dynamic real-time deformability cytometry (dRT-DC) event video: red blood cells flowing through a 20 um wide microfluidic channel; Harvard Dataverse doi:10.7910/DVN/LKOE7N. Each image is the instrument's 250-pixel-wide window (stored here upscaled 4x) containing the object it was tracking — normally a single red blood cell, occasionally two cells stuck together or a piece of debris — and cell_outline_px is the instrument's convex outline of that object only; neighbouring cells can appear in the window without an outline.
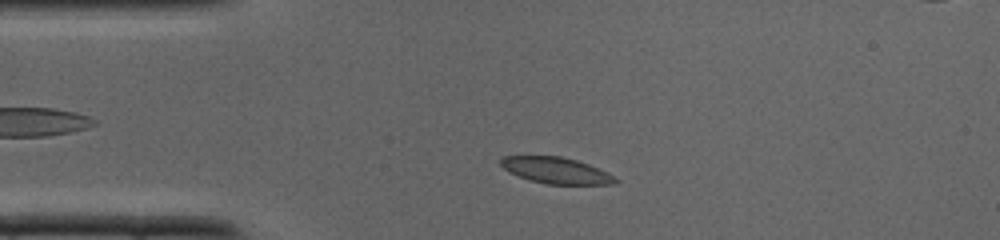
{"species": "common noctule bat (a hibernating species)", "species_latin": "Nyctalus noctula", "temperature_condition": "cold", "stored_images_in_passage": 34, "camera_frame_rate_fps": 3000, "um_per_image_px": 0.085, "animal": {"sex": "male", "body_mass_g": 19.0, "forearm_length_mm": 50.8}, "frame": {"image": 1, "passage_image": 4, "time_ms": 1.0, "image_size_px": [1000, 240], "cell_outline_px": [[620, 180], [616, 184], [548, 184], [528, 180], [508, 172], [500, 164], [500, 160], [504, 156], [560, 156], [576, 160], [588, 164]], "centroid_in_image_um": [47.22, 14.49], "position_along_channel_um": 37.8, "area_um2": 17.34}}
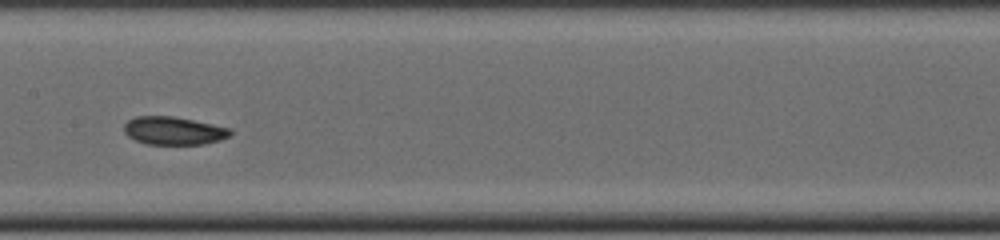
{"frame": {"image": 2, "passage_image": 14, "time_ms": 4.333, "image_size_px": [1000, 240], "cell_outline_px": [[232, 132], [228, 136], [220, 140], [204, 144], [148, 144], [136, 140], [128, 136], [124, 132], [124, 124], [128, 120], [136, 116], [172, 116], [232, 128]], "centroid_in_image_um": [14.76, 11.11], "position_along_channel_um": 192.6, "area_um2": 17.28}}
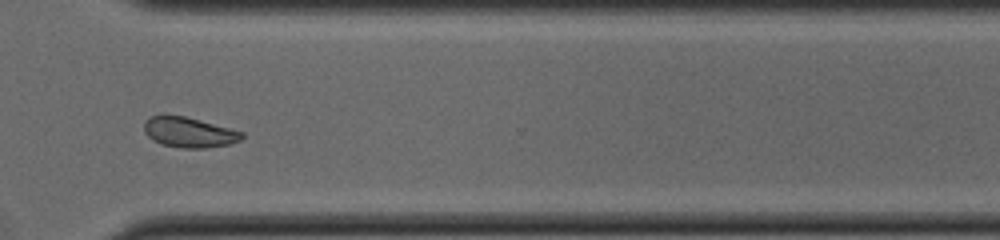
{"frame": {"image": 3, "passage_image": 23, "time_ms": 7.333, "image_size_px": [1000, 240], "cell_outline_px": [[244, 136], [240, 140], [228, 144], [208, 148], [180, 148], [160, 144], [152, 140], [144, 132], [144, 120], [152, 116], [184, 116], [244, 132]], "centroid_in_image_um": [16.05, 11.27], "position_along_channel_um": 354.5, "area_um2": 17.11}}